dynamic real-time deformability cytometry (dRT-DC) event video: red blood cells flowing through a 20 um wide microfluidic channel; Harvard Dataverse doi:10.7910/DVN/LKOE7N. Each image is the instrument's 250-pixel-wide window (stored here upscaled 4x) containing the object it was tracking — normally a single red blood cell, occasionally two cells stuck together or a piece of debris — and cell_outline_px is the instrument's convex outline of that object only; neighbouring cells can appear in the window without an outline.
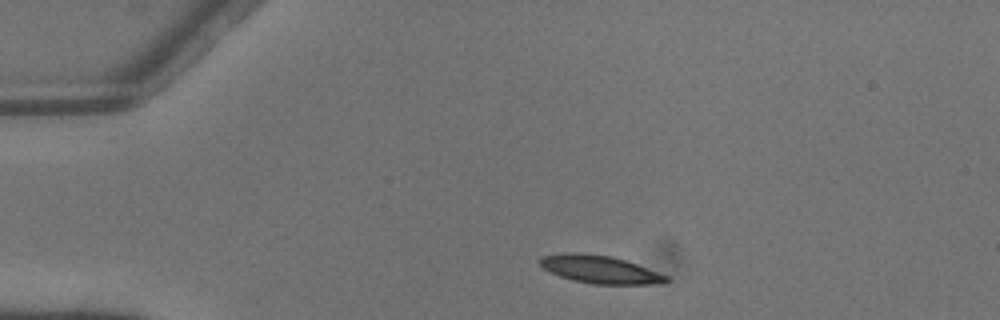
{"species": "common noctule bat (a hibernating species)", "species_latin": "Nyctalus noctula", "temperature_condition": "warm", "stored_images_in_passage": 2, "camera_frame_rate_fps": 3000, "um_per_image_px": 0.085, "animal": {"sex": "male", "body_mass_g": 13.3}, "frame": {"image": 1, "passage_image": 1, "time_ms": 0.0, "image_size_px": [1000, 320], "cell_outline_px": [[668, 280], [648, 284], [592, 284], [572, 280], [548, 272], [536, 260], [540, 256], [564, 252], [580, 252], [612, 256], [636, 264], [668, 276]], "centroid_in_image_um": [50.87, 22.88], "position_along_channel_um": 34.1, "area_um2": 20.46}}